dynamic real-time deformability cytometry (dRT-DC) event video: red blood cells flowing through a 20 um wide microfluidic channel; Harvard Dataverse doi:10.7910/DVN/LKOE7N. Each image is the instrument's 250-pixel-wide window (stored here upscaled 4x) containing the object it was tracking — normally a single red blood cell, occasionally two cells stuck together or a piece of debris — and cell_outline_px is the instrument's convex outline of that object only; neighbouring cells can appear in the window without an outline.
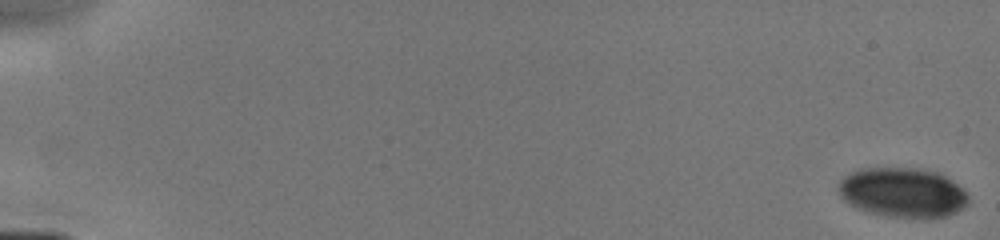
{"species": "human", "species_latin": "Homo sapiens", "temperature_condition": "cold", "stored_images_in_passage": 41, "camera_frame_rate_fps": 3000, "um_per_image_px": 0.085, "donor": {"sex": "male"}, "frame": {"image": 1, "passage_image": 1, "time_ms": 0.0, "image_size_px": [1000, 240], "cell_outline_px": [[968, 204], [956, 212], [948, 216], [924, 220], [888, 216], [864, 212], [848, 204], [840, 196], [840, 180], [844, 176], [852, 172], [864, 168], [912, 168], [936, 172], [944, 176], [956, 184], [968, 196]], "centroid_in_image_um": [76.72, 16.41], "position_along_channel_um": 8.3, "area_um2": 37.8}}
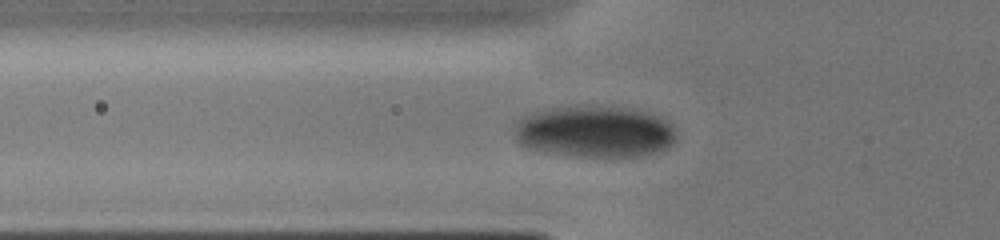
{"frame": {"image": 2, "passage_image": 29, "time_ms": 6.0, "image_size_px": [1000, 240], "cell_outline_px": [[676, 140], [668, 148], [656, 152], [636, 156], [576, 156], [536, 148], [520, 144], [512, 136], [512, 132], [516, 120], [520, 116], [544, 108], [576, 104], [592, 104], [636, 108], [652, 112], [668, 120], [676, 128]], "centroid_in_image_um": [50.57, 11.11], "position_along_channel_um": 75.2, "area_um2": 50.11}}
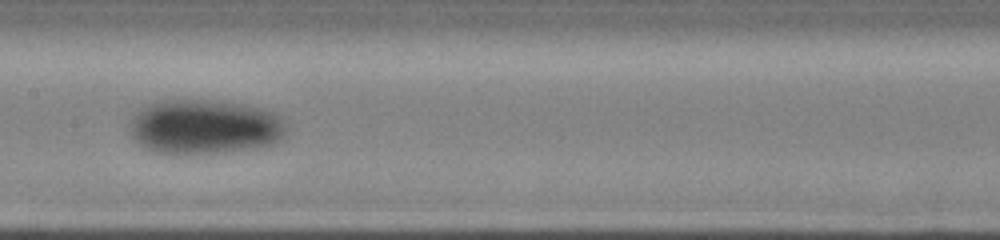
{"frame": {"image": 3, "passage_image": 40, "time_ms": 8.667, "image_size_px": [1000, 240], "cell_outline_px": [[288, 128], [284, 136], [280, 140], [272, 144], [256, 148], [228, 152], [180, 156], [152, 152], [144, 148], [132, 136], [132, 120], [144, 108], [152, 104], [164, 100], [212, 100], [248, 104], [276, 112], [284, 120]], "centroid_in_image_um": [17.48, 10.82], "position_along_channel_um": 189.9, "area_um2": 50.58}}